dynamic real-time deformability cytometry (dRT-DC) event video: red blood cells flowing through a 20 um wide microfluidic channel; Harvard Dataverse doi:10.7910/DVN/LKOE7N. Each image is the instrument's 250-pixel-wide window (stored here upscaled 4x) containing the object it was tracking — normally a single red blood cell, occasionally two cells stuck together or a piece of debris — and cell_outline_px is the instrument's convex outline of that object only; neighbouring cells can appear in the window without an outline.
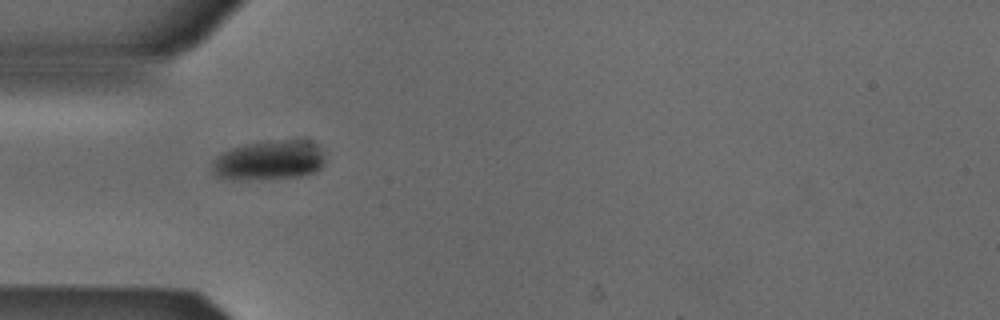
{"species": "Egyptian fruit bat (a non-hibernating species)", "species_latin": "Rousettus aegyptiacus", "temperature_condition": "cold", "stored_images_in_passage": 3, "camera_frame_rate_fps": 3000, "um_per_image_px": 0.085, "animal": {"sex": "male"}, "frame": {"image": 1, "passage_image": 1, "time_ms": 0.0, "image_size_px": [1000, 320], "cell_outline_px": [[324, 164], [316, 172], [300, 176], [216, 176], [212, 172], [212, 160], [216, 156], [232, 148], [248, 144], [268, 140], [308, 140], [316, 144], [324, 152]], "centroid_in_image_um": [22.96, 13.54], "position_along_channel_um": 62.0, "area_um2": 24.91}}
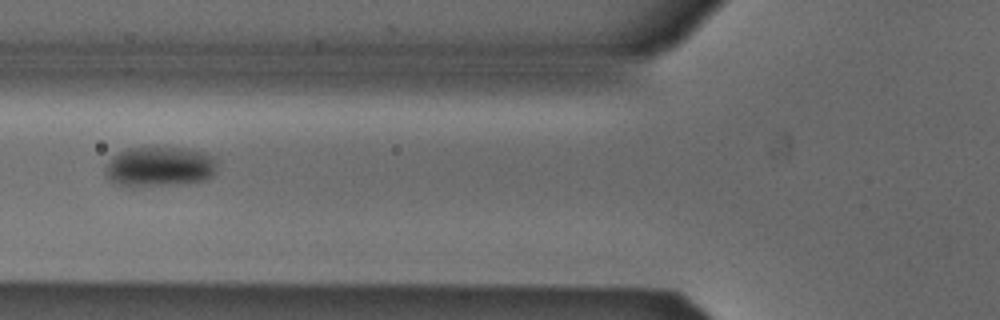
{"frame": {"image": 2, "passage_image": 2, "time_ms": 0.333, "image_size_px": [1000, 320], "cell_outline_px": [[216, 172], [212, 176], [204, 180], [172, 184], [120, 184], [108, 180], [104, 172], [104, 164], [112, 156], [128, 148], [144, 144], [164, 144], [188, 148], [204, 152], [216, 156]], "centroid_in_image_um": [13.57, 14.05], "position_along_channel_um": 112.2, "area_um2": 26.88}}
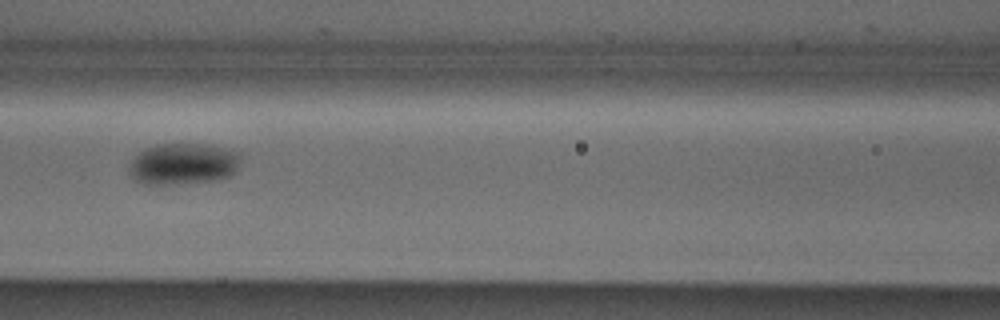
{"frame": {"image": 3, "passage_image": 3, "time_ms": 0.667, "image_size_px": [1000, 320], "cell_outline_px": [[240, 160], [236, 168], [228, 176], [212, 180], [176, 184], [148, 184], [136, 180], [132, 176], [128, 168], [128, 164], [144, 148], [156, 144], [212, 144], [240, 152]], "centroid_in_image_um": [15.56, 13.9], "position_along_channel_um": 151.0, "area_um2": 26.82}}